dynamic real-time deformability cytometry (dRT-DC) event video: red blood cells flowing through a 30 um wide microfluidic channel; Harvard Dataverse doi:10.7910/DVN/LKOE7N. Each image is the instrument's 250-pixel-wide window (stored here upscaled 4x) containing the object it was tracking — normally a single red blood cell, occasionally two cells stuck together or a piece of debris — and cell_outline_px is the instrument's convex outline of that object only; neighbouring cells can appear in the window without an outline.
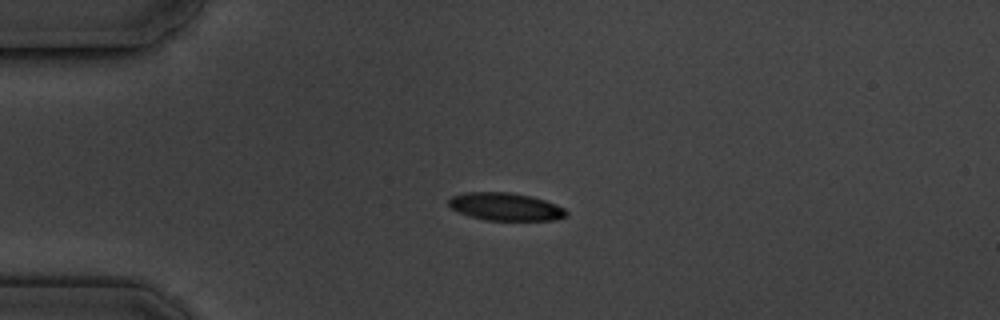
{"species": "common noctule bat (a hibernating species)", "species_latin": "Nyctalus noctula", "temperature_condition": "cold", "stored_images_in_passage": 2, "camera_frame_rate_fps": 3000, "um_per_image_px": 0.085, "animal": {"sex": "male", "body_mass_g": 19.5, "forearm_length_mm": 54.6}, "frame": {"image": 1, "passage_image": 1, "time_ms": 0.0, "image_size_px": [1000, 320], "cell_outline_px": [[568, 216], [556, 220], [484, 220], [468, 216], [452, 208], [448, 204], [448, 200], [452, 196], [464, 192], [508, 192], [532, 196], [544, 200], [564, 208], [568, 212]], "centroid_in_image_um": [42.97, 17.57], "position_along_channel_um": 42.0, "area_um2": 19.07}}